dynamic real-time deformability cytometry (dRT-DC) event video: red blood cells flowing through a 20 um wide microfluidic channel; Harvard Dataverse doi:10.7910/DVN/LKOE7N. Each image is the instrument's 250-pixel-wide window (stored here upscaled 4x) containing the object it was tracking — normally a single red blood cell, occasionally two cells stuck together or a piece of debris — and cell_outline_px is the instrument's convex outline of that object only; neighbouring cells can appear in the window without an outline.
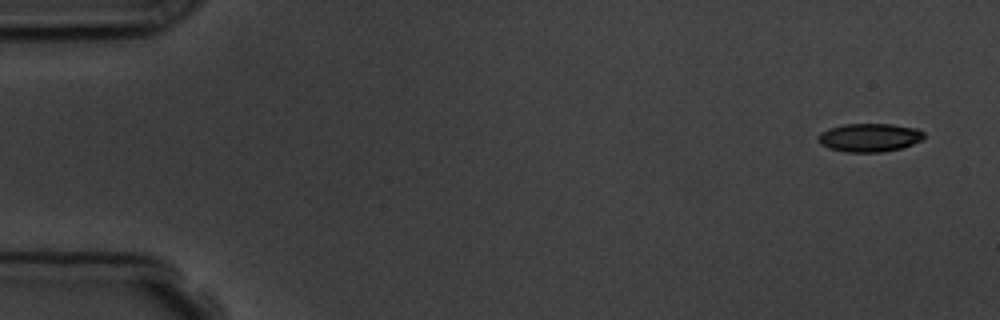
{"species": "common noctule bat (a hibernating species)", "species_latin": "Nyctalus noctula", "temperature_condition": "room temperature", "stored_images_in_passage": 5, "camera_frame_rate_fps": 3000, "um_per_image_px": 0.085, "animal": {"sex": "male", "body_mass_g": 19.5, "forearm_length_mm": 54.6}, "frame": {"image": 1, "passage_image": 1, "time_ms": 0.0, "image_size_px": [1000, 320], "cell_outline_px": [[924, 140], [900, 148], [880, 152], [844, 152], [828, 148], [820, 144], [816, 136], [820, 132], [828, 128], [844, 124], [892, 124], [916, 128], [924, 132]], "centroid_in_image_um": [73.87, 11.69], "position_along_channel_um": 11.1, "area_um2": 17.69}}
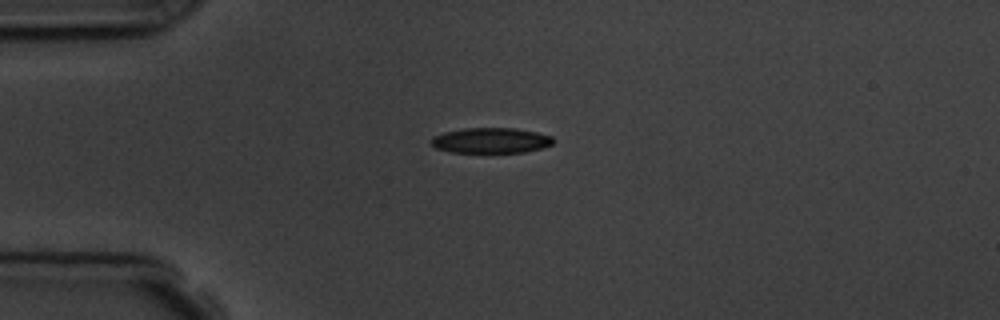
{"frame": {"image": 2, "passage_image": 4, "time_ms": 3.667, "image_size_px": [1000, 320], "cell_outline_px": [[556, 140], [552, 144], [540, 148], [524, 152], [452, 152], [436, 148], [432, 144], [432, 136], [444, 132], [464, 128], [516, 128], [536, 132], [552, 136]], "centroid_in_image_um": [41.74, 11.93], "position_along_channel_um": 43.3, "area_um2": 17.98}}